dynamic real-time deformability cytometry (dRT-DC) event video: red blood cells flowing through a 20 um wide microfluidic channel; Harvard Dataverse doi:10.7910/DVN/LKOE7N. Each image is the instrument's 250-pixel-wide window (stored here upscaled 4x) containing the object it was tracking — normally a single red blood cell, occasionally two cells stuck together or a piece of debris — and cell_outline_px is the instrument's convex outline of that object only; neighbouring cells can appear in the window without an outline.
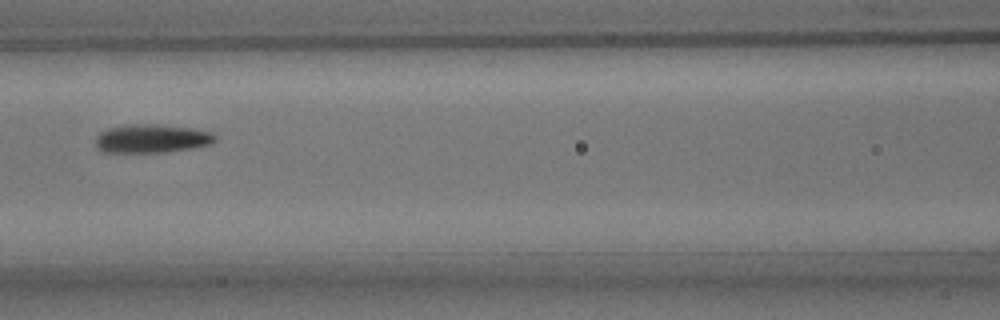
{"species": "common noctule bat (a hibernating species)", "species_latin": "Nyctalus noctula", "temperature_condition": "room temperature", "stored_images_in_passage": 9, "camera_frame_rate_fps": 3000, "um_per_image_px": 0.085, "animal": {"sex": "male", "body_mass_g": 15.6}, "frame": {"image": 1, "passage_image": 5, "time_ms": 1.333, "image_size_px": [1000, 320], "cell_outline_px": [[216, 140], [212, 144], [192, 148], [168, 152], [104, 152], [96, 148], [96, 136], [100, 132], [108, 128], [124, 124], [156, 124], [196, 128], [212, 132], [216, 136]], "centroid_in_image_um": [12.92, 11.77], "position_along_channel_um": 153.7, "area_um2": 20.23}}
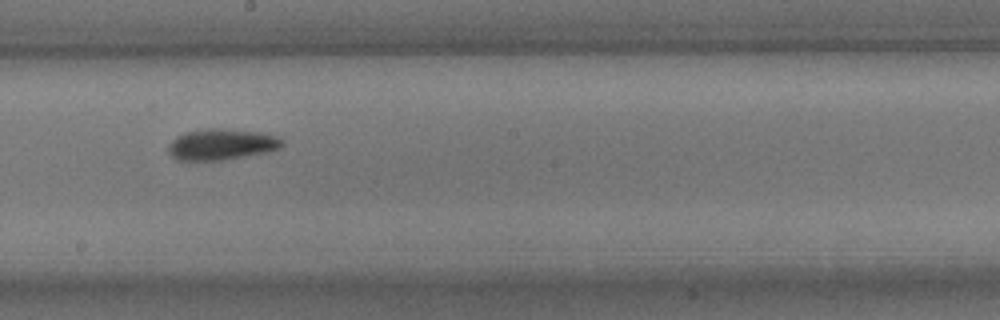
{"frame": {"image": 2, "passage_image": 7, "time_ms": 2.0, "image_size_px": [1000, 320], "cell_outline_px": [[284, 144], [280, 148], [264, 152], [244, 156], [220, 160], [180, 160], [172, 156], [168, 152], [168, 144], [176, 136], [184, 132], [204, 128], [220, 128], [268, 132], [284, 140]], "centroid_in_image_um": [18.84, 12.24], "position_along_channel_um": 229.4, "area_um2": 20.81}}
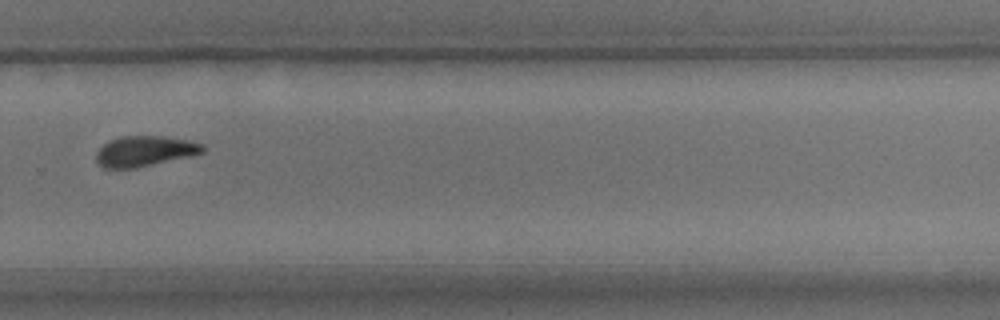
{"frame": {"image": 3, "passage_image": 9, "time_ms": 2.667, "image_size_px": [1000, 320], "cell_outline_px": [[204, 152], [188, 156], [136, 168], [104, 168], [96, 160], [96, 152], [108, 140], [124, 136], [164, 136], [188, 140], [204, 144]], "centroid_in_image_um": [12.29, 12.84], "position_along_channel_um": 317.5, "area_um2": 18.73}}